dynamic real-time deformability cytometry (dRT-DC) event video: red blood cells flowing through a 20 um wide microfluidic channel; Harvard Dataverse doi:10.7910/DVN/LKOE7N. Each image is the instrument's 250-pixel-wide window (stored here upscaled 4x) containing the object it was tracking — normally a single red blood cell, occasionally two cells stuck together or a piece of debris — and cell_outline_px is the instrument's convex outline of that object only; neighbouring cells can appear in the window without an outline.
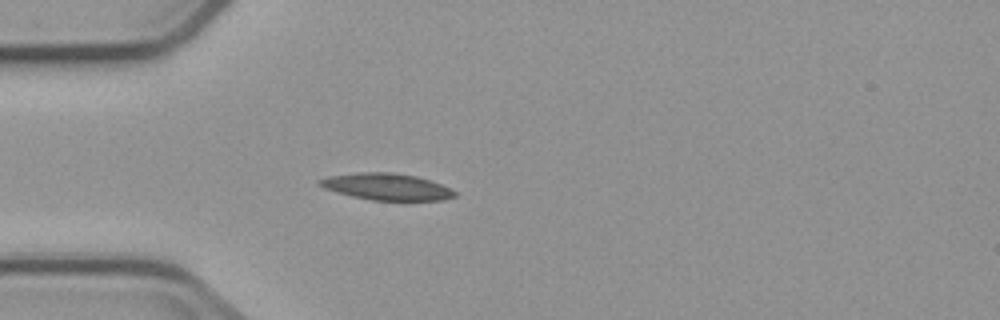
{"species": "common noctule bat (a hibernating species)", "species_latin": "Nyctalus noctula", "temperature_condition": "cold", "stored_images_in_passage": 3, "camera_frame_rate_fps": 3000, "um_per_image_px": 0.085, "animal": {"sex": "male", "body_mass_g": 23.1, "forearm_length_mm": 52.7}, "frame": {"image": 1, "passage_image": 3, "time_ms": 2.333, "image_size_px": [1000, 320], "cell_outline_px": [[456, 196], [444, 200], [372, 200], [352, 196], [336, 192], [324, 188], [316, 184], [316, 180], [328, 176], [356, 172], [392, 172], [416, 176], [452, 188], [456, 192]], "centroid_in_image_um": [32.83, 15.86], "position_along_channel_um": 52.2, "area_um2": 21.1}}